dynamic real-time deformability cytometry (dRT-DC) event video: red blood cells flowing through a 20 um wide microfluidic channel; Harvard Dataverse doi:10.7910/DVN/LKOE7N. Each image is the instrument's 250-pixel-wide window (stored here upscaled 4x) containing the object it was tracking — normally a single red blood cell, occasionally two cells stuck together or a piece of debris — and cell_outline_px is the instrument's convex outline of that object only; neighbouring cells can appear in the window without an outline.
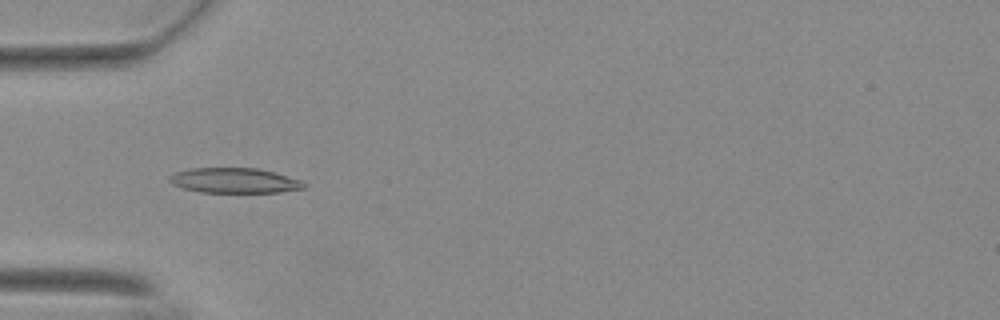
{"species": "Egyptian fruit bat (a non-hibernating species)", "species_latin": "Rousettus aegyptiacus", "temperature_condition": "warm", "stored_images_in_passage": 38, "camera_frame_rate_fps": 3000, "um_per_image_px": 0.085, "animal": {"sex": "female"}, "frame": {"image": 1, "passage_image": 1, "time_ms": 0.0, "image_size_px": [1000, 320], "cell_outline_px": [[304, 188], [280, 192], [200, 192], [184, 188], [172, 184], [168, 180], [168, 176], [176, 172], [192, 168], [256, 168], [272, 172], [300, 180], [304, 184]], "centroid_in_image_um": [19.87, 15.34], "position_along_channel_um": 65.1, "area_um2": 19.36}}
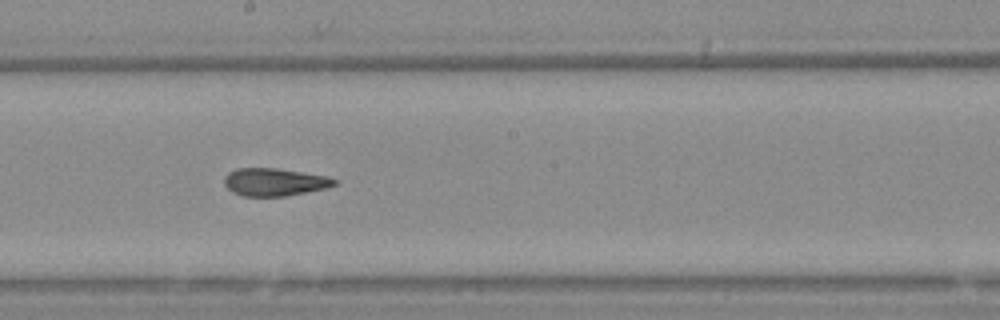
{"frame": {"image": 2, "passage_image": 14, "time_ms": 4.333, "image_size_px": [1000, 320], "cell_outline_px": [[336, 184], [328, 188], [308, 192], [284, 196], [244, 196], [232, 192], [224, 184], [224, 176], [228, 172], [236, 168], [276, 168], [324, 176], [336, 180]], "centroid_in_image_um": [23.29, 15.48], "position_along_channel_um": 224.9, "area_um2": 17.69}}
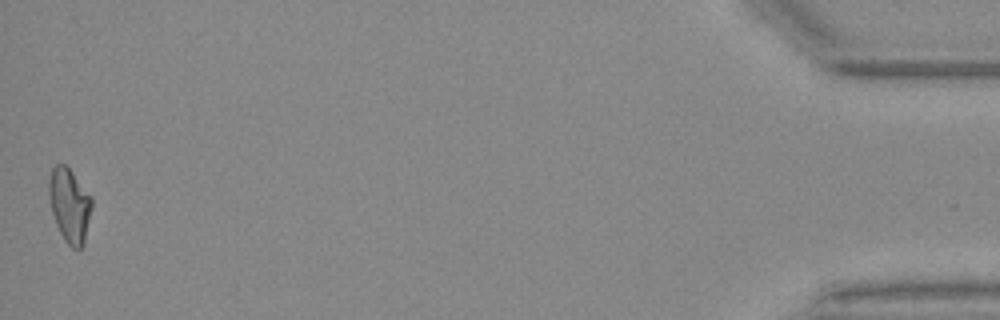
{"frame": {"image": 3, "passage_image": 38, "time_ms": 12.333, "image_size_px": [1000, 320], "cell_outline_px": [[92, 208], [84, 244], [80, 248], [72, 248], [64, 240], [56, 224], [52, 212], [48, 196], [48, 180], [52, 168], [56, 164], [64, 164], [72, 172], [92, 196]], "centroid_in_image_um": [5.91, 17.44], "position_along_channel_um": 429.3, "area_um2": 18.61}, "authors_computed_cell_mechanics": {"area_um2": 18.1492, "velocity_mm_per_s": 3.7138, "shape_relaxation_time_tau1_ms": null, "shape_relaxation_time_tau2_ms": 4.806, "deformation_change_tau1": null, "deformation_change_tau2": 0.1134}}